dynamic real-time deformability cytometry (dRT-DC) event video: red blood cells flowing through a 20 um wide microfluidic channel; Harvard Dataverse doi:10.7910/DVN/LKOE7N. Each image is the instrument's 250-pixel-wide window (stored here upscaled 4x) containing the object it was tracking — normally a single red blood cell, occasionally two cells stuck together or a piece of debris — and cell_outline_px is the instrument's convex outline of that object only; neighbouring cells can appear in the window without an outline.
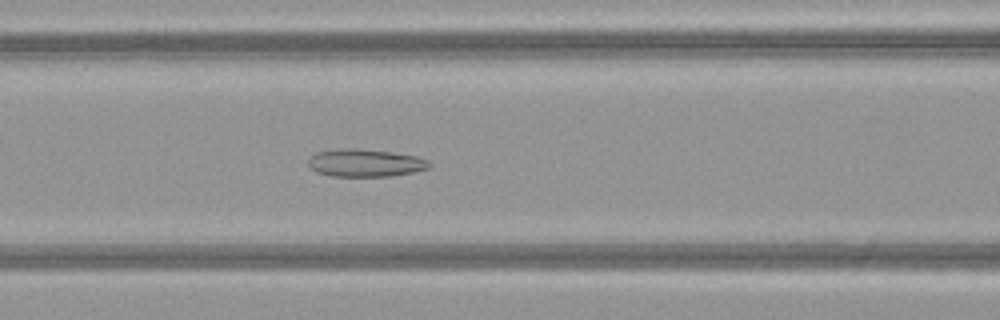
{"species": "common noctule bat (a hibernating species)", "species_latin": "Nyctalus noctula", "temperature_condition": "warm", "stored_images_in_passage": 40, "camera_frame_rate_fps": 3000, "um_per_image_px": 0.085, "animal": {"sex": "female", "body_mass_g": 21.9}, "frame": {"image": 1, "passage_image": 16, "time_ms": 5.0, "image_size_px": [1000, 320], "cell_outline_px": [[432, 164], [428, 168], [412, 172], [392, 176], [332, 176], [316, 172], [308, 164], [308, 160], [316, 152], [340, 148], [360, 148], [392, 152], [416, 156], [428, 160]], "centroid_in_image_um": [31.04, 13.84], "position_along_channel_um": 135.6, "area_um2": 19.54}}
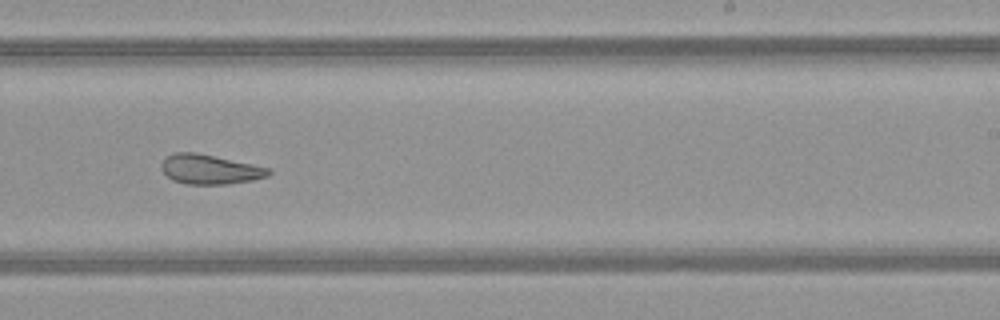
{"frame": {"image": 2, "passage_image": 26, "time_ms": 8.333, "image_size_px": [1000, 320], "cell_outline_px": [[272, 172], [268, 176], [252, 180], [228, 184], [184, 184], [172, 180], [160, 168], [160, 164], [164, 156], [176, 152], [196, 152], [272, 168]], "centroid_in_image_um": [17.82, 14.39], "position_along_channel_um": 271.2, "area_um2": 18.73}}
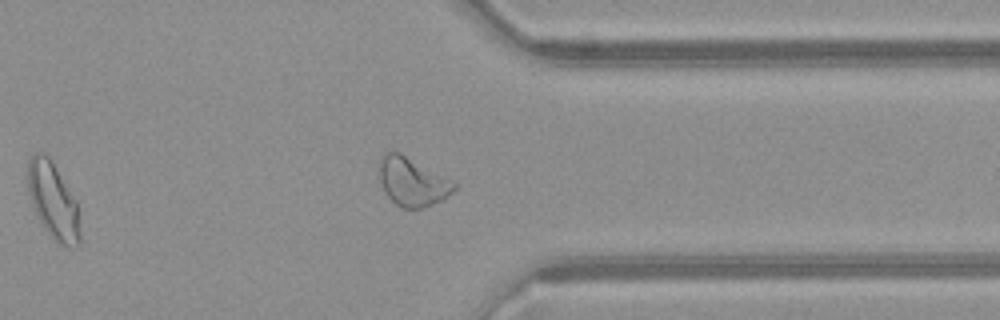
{"frame": {"image": 3, "passage_image": 34, "time_ms": 11.0, "image_size_px": [1000, 320], "cell_outline_px": [[456, 188], [448, 196], [424, 208], [404, 208], [396, 204], [388, 196], [380, 180], [380, 156], [384, 152], [400, 152], [456, 184]], "centroid_in_image_um": [35.02, 15.45], "position_along_channel_um": 376.4, "area_um2": 20.52}, "authors_computed_cell_mechanics": {"area_um2": 20.7502, "velocity_mm_per_s": 4.0746, "shape_relaxation_time_tau1_ms": null, "shape_relaxation_time_tau2_ms": 2.7189, "deformation_change_tau1": null, "deformation_change_tau2": 0.113}}